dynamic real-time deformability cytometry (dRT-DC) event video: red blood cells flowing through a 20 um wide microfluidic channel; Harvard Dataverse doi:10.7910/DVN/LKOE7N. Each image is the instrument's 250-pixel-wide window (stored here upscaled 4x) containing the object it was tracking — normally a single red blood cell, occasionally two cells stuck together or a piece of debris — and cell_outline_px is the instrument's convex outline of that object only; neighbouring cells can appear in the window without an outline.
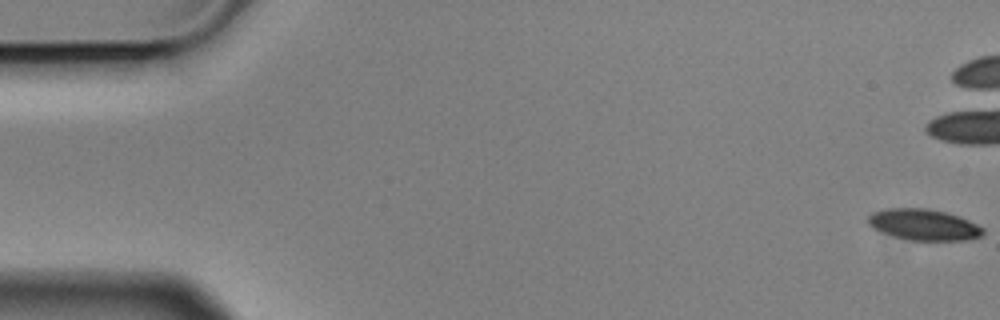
{"species": "Egyptian fruit bat (a non-hibernating species)", "species_latin": "Rousettus aegyptiacus", "temperature_condition": "cold", "stored_images_in_passage": 16, "camera_frame_rate_fps": 3000, "um_per_image_px": 0.085, "animal": {"sex": "male"}, "frame": {"image": 1, "passage_image": 1, "time_ms": 0.0, "image_size_px": [1000, 320], "cell_outline_px": [[984, 236], [964, 240], [912, 240], [880, 232], [872, 228], [868, 224], [868, 216], [872, 212], [884, 208], [928, 208], [960, 216], [984, 228]], "centroid_in_image_um": [78.51, 19.09], "position_along_channel_um": 6.5, "area_um2": 20.92}}